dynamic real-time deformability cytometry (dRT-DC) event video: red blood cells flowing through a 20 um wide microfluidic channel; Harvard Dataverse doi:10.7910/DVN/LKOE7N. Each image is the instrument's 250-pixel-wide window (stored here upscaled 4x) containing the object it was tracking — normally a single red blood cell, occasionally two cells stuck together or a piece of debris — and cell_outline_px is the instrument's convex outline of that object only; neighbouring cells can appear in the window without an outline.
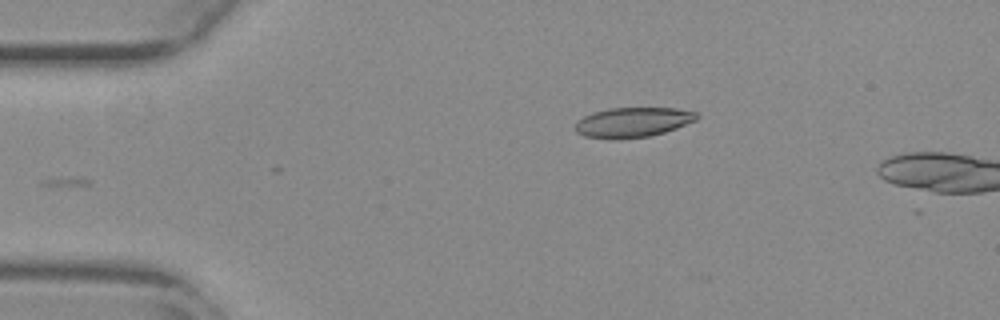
{"species": "common noctule bat (a hibernating species)", "species_latin": "Nyctalus noctula", "temperature_condition": "warm", "stored_images_in_passage": 4, "camera_frame_rate_fps": 3000, "um_per_image_px": 0.085, "animal": {"sex": "female", "body_mass_g": 29.2, "forearm_length_mm": 56.3}, "frame": {"image": 1, "passage_image": 1, "time_ms": 0.0, "image_size_px": [1000, 320], "cell_outline_px": [[700, 116], [696, 120], [676, 128], [664, 132], [648, 136], [620, 140], [612, 140], [584, 136], [576, 132], [572, 128], [584, 116], [592, 112], [608, 108], [676, 108], [696, 112]], "centroid_in_image_um": [53.76, 10.4], "position_along_channel_um": 31.2, "area_um2": 21.39}}